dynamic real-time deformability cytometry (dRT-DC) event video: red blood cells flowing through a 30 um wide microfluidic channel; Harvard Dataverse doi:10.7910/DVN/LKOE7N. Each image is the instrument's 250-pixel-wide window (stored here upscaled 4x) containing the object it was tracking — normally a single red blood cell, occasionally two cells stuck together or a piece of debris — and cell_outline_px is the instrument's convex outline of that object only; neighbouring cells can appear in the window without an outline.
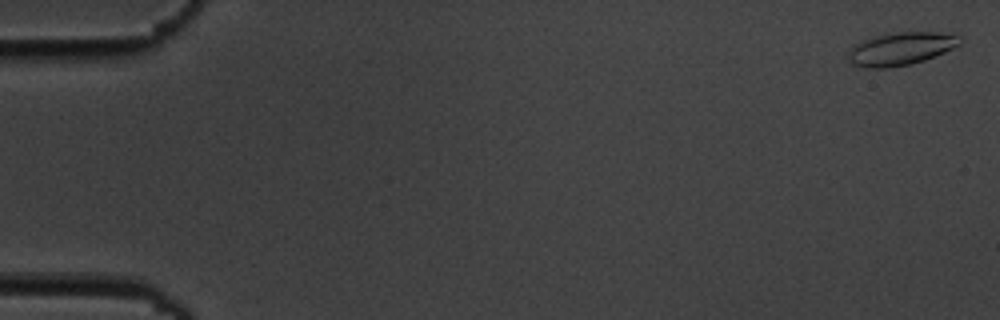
{"species": "common noctule bat (a hibernating species)", "species_latin": "Nyctalus noctula", "temperature_condition": "cold", "stored_images_in_passage": 7, "camera_frame_rate_fps": 3000, "um_per_image_px": 0.085, "animal": {"sex": "male", "body_mass_g": 19.5, "forearm_length_mm": 54.6}, "frame": {"image": 1, "passage_image": 1, "time_ms": 0.0, "image_size_px": [1000, 320], "cell_outline_px": [[964, 36], [960, 44], [944, 52], [924, 60], [908, 64], [888, 68], [864, 68], [852, 64], [848, 60], [848, 52], [852, 44], [872, 36], [900, 32], [936, 32]], "centroid_in_image_um": [76.53, 4.14], "position_along_channel_um": 8.5, "area_um2": 21.56}}
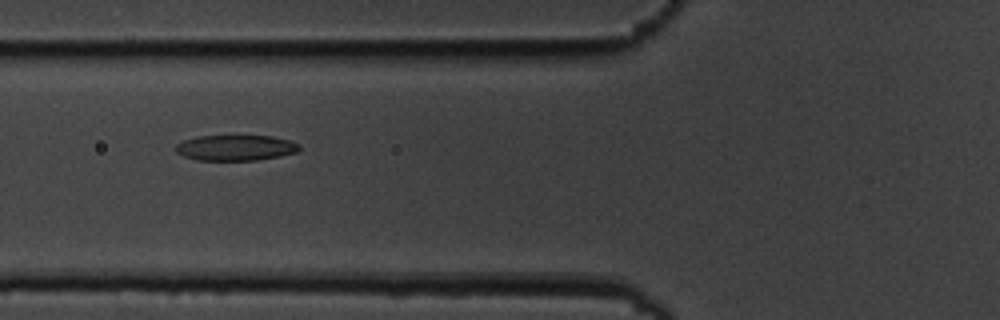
{"frame": {"image": 2, "passage_image": 7, "time_ms": 7.0, "image_size_px": [1000, 320], "cell_outline_px": [[300, 148], [296, 152], [280, 156], [256, 160], [196, 160], [184, 156], [176, 152], [176, 144], [184, 140], [196, 136], [272, 136], [288, 140], [300, 144]], "centroid_in_image_um": [20.02, 12.56], "position_along_channel_um": 105.8, "area_um2": 18.38}}